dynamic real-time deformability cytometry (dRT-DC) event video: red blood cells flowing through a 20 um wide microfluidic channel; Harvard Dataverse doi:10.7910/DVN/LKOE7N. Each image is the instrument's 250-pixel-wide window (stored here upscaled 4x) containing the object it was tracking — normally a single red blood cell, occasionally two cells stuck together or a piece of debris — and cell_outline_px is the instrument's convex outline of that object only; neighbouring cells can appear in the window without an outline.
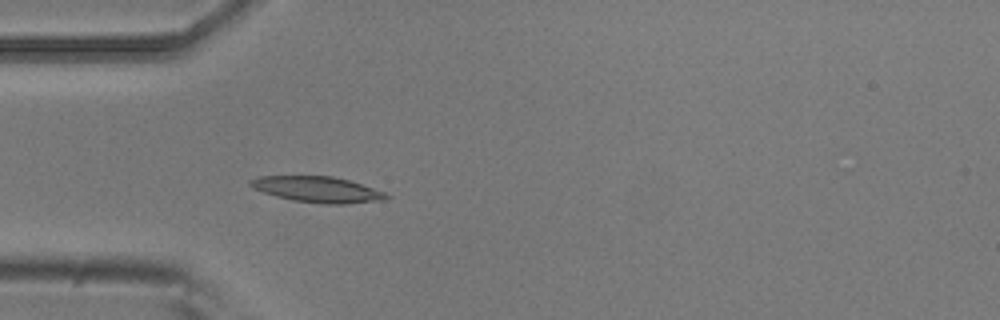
{"species": "common noctule bat (a hibernating species)", "species_latin": "Nyctalus noctula", "temperature_condition": "room temperature", "stored_images_in_passage": 4, "camera_frame_rate_fps": 3000, "um_per_image_px": 0.085, "animal": {"sex": "male", "body_mass_g": 20.5, "forearm_length_mm": 52.5}, "frame": {"image": 1, "passage_image": 4, "time_ms": 1.0, "image_size_px": [1000, 320], "cell_outline_px": [[392, 196], [388, 200], [348, 204], [320, 204], [292, 200], [276, 196], [252, 188], [248, 184], [248, 180], [256, 176], [332, 176], [348, 180], [384, 192]], "centroid_in_image_um": [26.99, 16.11], "position_along_channel_um": 58.0, "area_um2": 20.69}}